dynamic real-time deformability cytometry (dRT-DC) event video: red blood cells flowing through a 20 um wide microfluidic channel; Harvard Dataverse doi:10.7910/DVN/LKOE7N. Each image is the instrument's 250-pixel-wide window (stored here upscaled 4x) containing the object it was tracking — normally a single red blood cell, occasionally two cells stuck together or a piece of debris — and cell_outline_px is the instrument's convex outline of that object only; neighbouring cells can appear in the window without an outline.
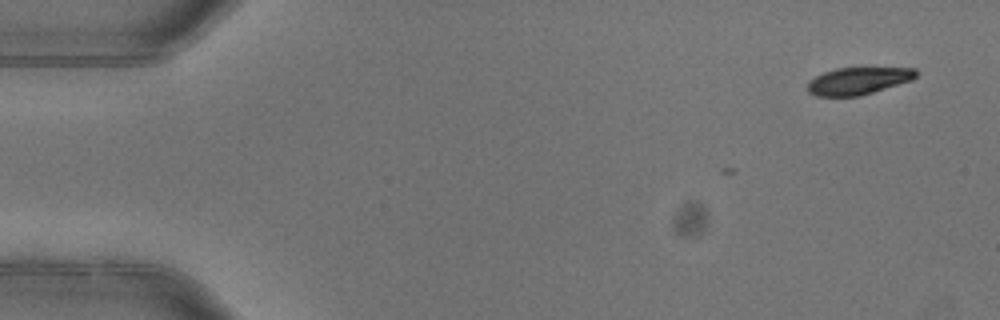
{"species": "common noctule bat (a hibernating species)", "species_latin": "Nyctalus noctula", "temperature_condition": "warm", "stored_images_in_passage": 4, "camera_frame_rate_fps": 3000, "um_per_image_px": 0.085, "animal": {"sex": "female"}, "frame": {"image": 1, "passage_image": 1, "time_ms": 0.0, "image_size_px": [1000, 320], "cell_outline_px": [[916, 76], [912, 80], [860, 96], [816, 96], [808, 92], [808, 84], [816, 76], [824, 72], [836, 68], [916, 68]], "centroid_in_image_um": [72.95, 6.88], "position_along_channel_um": 12.0, "area_um2": 16.99}}